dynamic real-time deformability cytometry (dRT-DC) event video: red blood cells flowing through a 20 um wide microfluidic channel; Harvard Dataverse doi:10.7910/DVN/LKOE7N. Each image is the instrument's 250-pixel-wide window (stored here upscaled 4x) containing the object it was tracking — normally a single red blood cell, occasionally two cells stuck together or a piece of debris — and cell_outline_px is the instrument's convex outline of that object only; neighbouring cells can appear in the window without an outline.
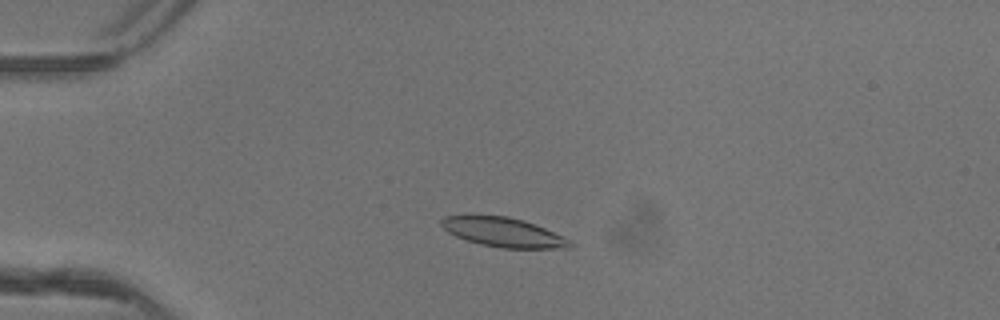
{"species": "common noctule bat (a hibernating species)", "species_latin": "Nyctalus noctula", "temperature_condition": "warm", "stored_images_in_passage": 48, "camera_frame_rate_fps": 3000, "um_per_image_px": 0.085, "animal": {"sex": "female"}, "frame": {"image": 1, "passage_image": 11, "time_ms": 3.333, "image_size_px": [1000, 320], "cell_outline_px": [[572, 248], [500, 248], [480, 244], [464, 240], [448, 232], [440, 224], [440, 220], [444, 216], [472, 212], [508, 216], [524, 220], [564, 236], [572, 244]], "centroid_in_image_um": [42.68, 19.69], "position_along_channel_um": 42.3, "area_um2": 22.77}}
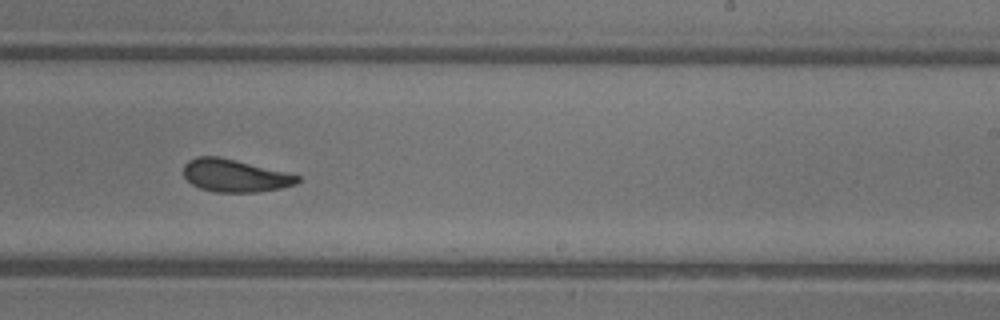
{"frame": {"image": 2, "passage_image": 30, "time_ms": 9.667, "image_size_px": [1000, 320], "cell_outline_px": [[300, 180], [296, 184], [280, 188], [256, 192], [216, 192], [200, 188], [192, 184], [184, 176], [184, 164], [188, 160], [196, 156], [220, 156], [300, 176]], "centroid_in_image_um": [19.93, 14.92], "position_along_channel_um": 269.1, "area_um2": 21.5}}
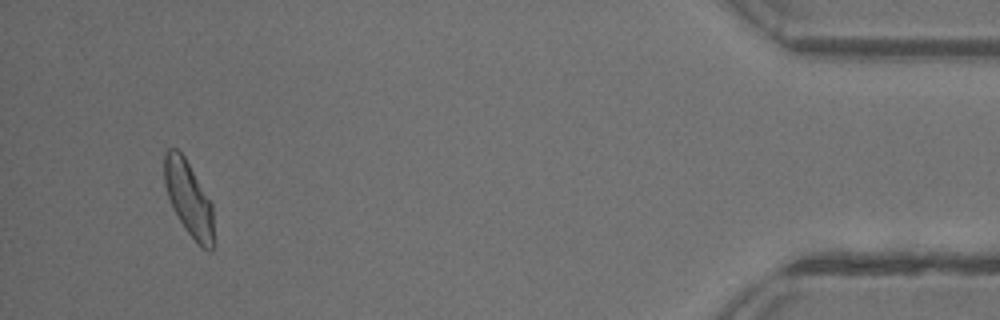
{"frame": {"image": 3, "passage_image": 46, "time_ms": 15.0, "image_size_px": [1000, 320], "cell_outline_px": [[216, 244], [212, 252], [208, 252], [184, 228], [172, 208], [164, 184], [164, 152], [168, 148], [176, 148], [184, 156], [212, 204], [216, 240]], "centroid_in_image_um": [16.07, 16.93], "position_along_channel_um": 419.1, "area_um2": 21.79}, "authors_computed_cell_mechanics": {"area_um2": 22.0796, "velocity_mm_per_s": 4.1341, "shape_relaxation_time_tau1_ms": 3.6623, "shape_relaxation_time_tau2_ms": 1.9261, "deformation_change_tau1": 0.1292, "deformation_change_tau2": 0.0779}}